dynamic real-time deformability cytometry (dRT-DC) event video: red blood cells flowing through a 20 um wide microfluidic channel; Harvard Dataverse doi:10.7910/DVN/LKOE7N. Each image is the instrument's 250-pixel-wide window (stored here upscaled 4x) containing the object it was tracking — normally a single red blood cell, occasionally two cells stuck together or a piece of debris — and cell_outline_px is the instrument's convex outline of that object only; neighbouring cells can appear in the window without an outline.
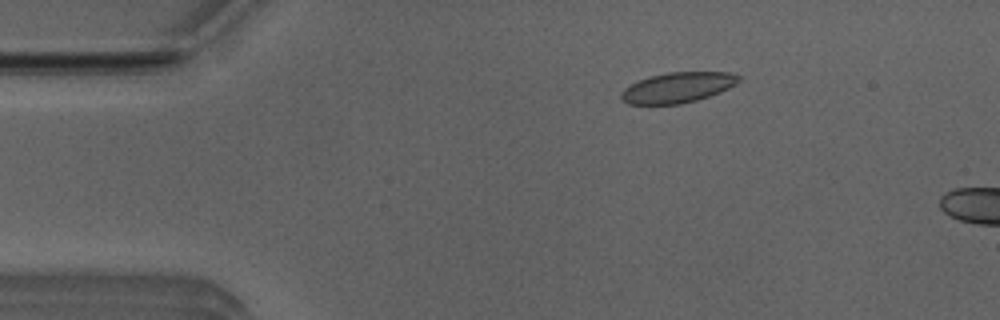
{"species": "Egyptian fruit bat (a non-hibernating species)", "species_latin": "Rousettus aegyptiacus", "temperature_condition": "room temperature", "stored_images_in_passage": 4, "camera_frame_rate_fps": 3000, "um_per_image_px": 0.085, "animal": {"sex": "male"}, "frame": {"image": 1, "passage_image": 2, "time_ms": 0.333, "image_size_px": [1000, 320], "cell_outline_px": [[740, 80], [736, 84], [720, 92], [696, 100], [680, 104], [628, 104], [620, 100], [620, 92], [624, 88], [648, 76], [668, 72], [728, 72], [740, 76]], "centroid_in_image_um": [57.57, 7.44], "position_along_channel_um": 27.4, "area_um2": 20.81}}